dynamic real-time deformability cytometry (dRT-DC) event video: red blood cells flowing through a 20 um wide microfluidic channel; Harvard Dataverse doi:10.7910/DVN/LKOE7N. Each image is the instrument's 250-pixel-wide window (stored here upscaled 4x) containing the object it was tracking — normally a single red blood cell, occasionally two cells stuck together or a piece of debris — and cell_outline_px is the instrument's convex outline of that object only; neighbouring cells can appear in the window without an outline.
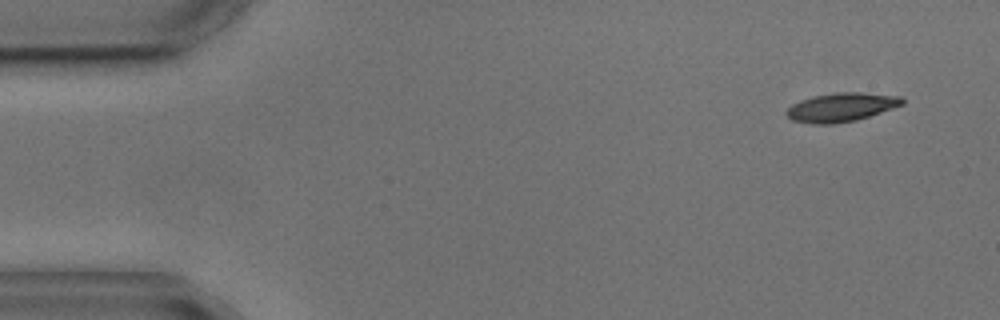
{"species": "common noctule bat (a hibernating species)", "species_latin": "Nyctalus noctula", "temperature_condition": "cold", "stored_images_in_passage": 4, "camera_frame_rate_fps": 3000, "um_per_image_px": 0.085, "animal": {"sex": "male", "body_mass_g": 17.9, "forearm_length_mm": 54.2}, "frame": {"image": 1, "passage_image": 1, "time_ms": 0.0, "image_size_px": [1000, 320], "cell_outline_px": [[904, 104], [856, 120], [832, 124], [812, 124], [792, 120], [784, 112], [792, 104], [800, 100], [812, 96], [836, 92], [860, 92], [900, 96], [904, 100]], "centroid_in_image_um": [71.47, 9.11], "position_along_channel_um": 13.5, "area_um2": 19.36}}
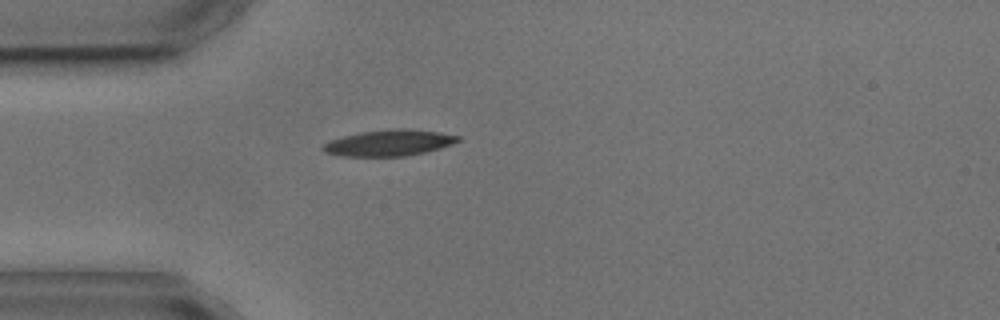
{"frame": {"image": 2, "passage_image": 4, "time_ms": 3.667, "image_size_px": [1000, 320], "cell_outline_px": [[460, 140], [452, 144], [440, 148], [424, 152], [404, 156], [340, 156], [324, 152], [320, 148], [324, 144], [332, 140], [344, 136], [360, 132], [396, 128], [400, 128], [440, 132], [460, 136]], "centroid_in_image_um": [33.06, 12.14], "position_along_channel_um": 51.9, "area_um2": 20.4}}